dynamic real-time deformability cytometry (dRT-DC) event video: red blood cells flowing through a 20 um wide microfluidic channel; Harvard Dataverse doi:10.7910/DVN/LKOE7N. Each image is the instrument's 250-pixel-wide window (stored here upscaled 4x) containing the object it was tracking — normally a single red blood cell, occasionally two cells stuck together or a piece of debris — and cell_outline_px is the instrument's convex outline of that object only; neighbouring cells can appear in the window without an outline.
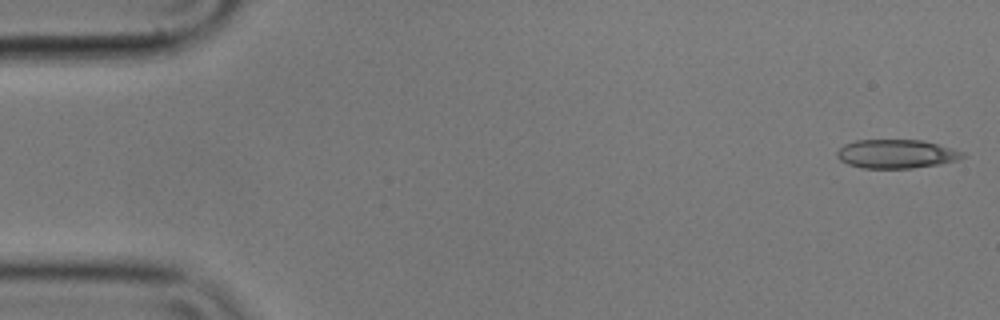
{"species": "common noctule bat (a hibernating species)", "species_latin": "Nyctalus noctula", "temperature_condition": "cold", "stored_images_in_passage": 4, "camera_frame_rate_fps": 3000, "um_per_image_px": 0.085, "animal": {"sex": "male", "body_mass_g": 17.9}, "frame": {"image": 1, "passage_image": 1, "time_ms": 0.0, "image_size_px": [1000, 320], "cell_outline_px": [[964, 156], [956, 160], [940, 164], [912, 168], [864, 168], [848, 164], [840, 160], [836, 156], [836, 152], [844, 144], [856, 140], [924, 140], [952, 148], [964, 152]], "centroid_in_image_um": [76.17, 13.08], "position_along_channel_um": 8.8, "area_um2": 21.04}}
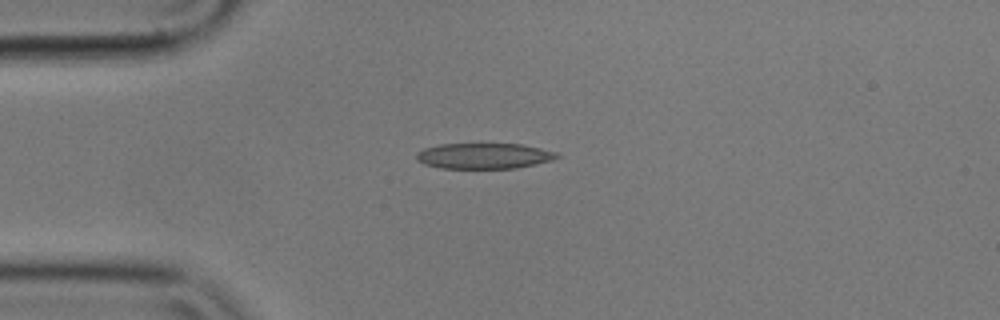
{"frame": {"image": 2, "passage_image": 4, "time_ms": 1.0, "image_size_px": [1000, 320], "cell_outline_px": [[560, 156], [552, 160], [536, 164], [516, 168], [440, 168], [424, 164], [416, 160], [416, 152], [424, 148], [440, 144], [520, 144], [560, 152]], "centroid_in_image_um": [41.14, 13.25], "position_along_channel_um": 43.9, "area_um2": 21.1}}